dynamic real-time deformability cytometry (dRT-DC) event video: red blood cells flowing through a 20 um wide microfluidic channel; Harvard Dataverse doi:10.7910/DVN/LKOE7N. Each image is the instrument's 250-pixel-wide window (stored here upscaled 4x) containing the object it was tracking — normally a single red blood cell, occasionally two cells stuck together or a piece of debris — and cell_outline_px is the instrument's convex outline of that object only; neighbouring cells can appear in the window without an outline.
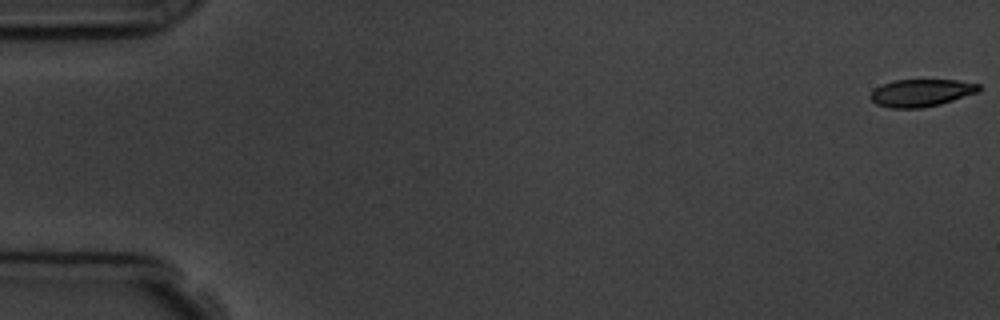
{"species": "common noctule bat (a hibernating species)", "species_latin": "Nyctalus noctula", "temperature_condition": "room temperature", "stored_images_in_passage": 7, "camera_frame_rate_fps": 3000, "um_per_image_px": 0.085, "animal": {"sex": "male", "body_mass_g": 19.5, "forearm_length_mm": 54.6}, "frame": {"image": 1, "passage_image": 1, "time_ms": 0.0, "image_size_px": [1000, 320], "cell_outline_px": [[980, 92], [940, 104], [920, 108], [888, 108], [876, 104], [868, 96], [876, 88], [884, 84], [896, 80], [956, 80], [980, 84]], "centroid_in_image_um": [78.32, 7.9], "position_along_channel_um": 6.7, "area_um2": 17.28}}
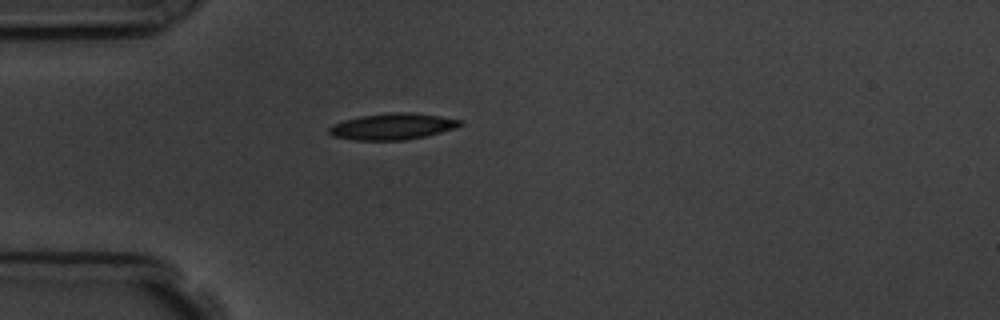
{"frame": {"image": 2, "passage_image": 5, "time_ms": 5.0, "image_size_px": [1000, 320], "cell_outline_px": [[464, 124], [456, 128], [424, 136], [404, 140], [352, 140], [332, 136], [328, 132], [328, 128], [332, 124], [344, 120], [360, 116], [392, 112], [408, 112], [440, 116], [464, 120]], "centroid_in_image_um": [33.36, 10.75], "position_along_channel_um": 51.6, "area_um2": 20.17}}
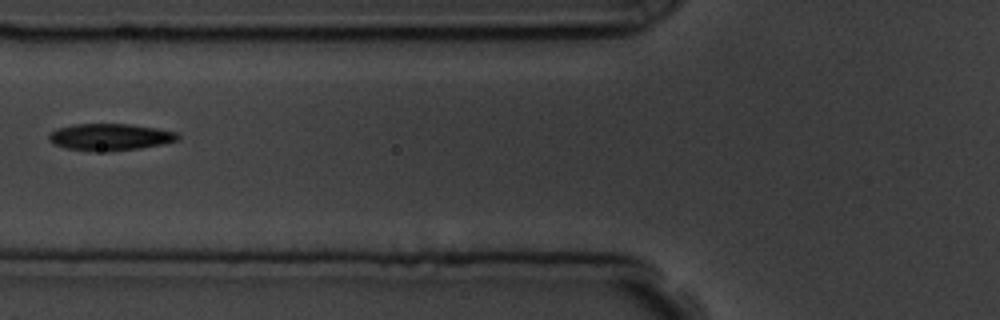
{"frame": {"image": 3, "passage_image": 7, "time_ms": 7.0, "image_size_px": [1000, 320], "cell_outline_px": [[180, 140], [164, 144], [140, 148], [108, 152], [92, 152], [64, 148], [52, 144], [48, 140], [48, 136], [56, 128], [72, 124], [128, 124], [156, 128], [176, 132], [180, 136]], "centroid_in_image_um": [9.33, 11.66], "position_along_channel_um": 116.5, "area_um2": 20.58}}